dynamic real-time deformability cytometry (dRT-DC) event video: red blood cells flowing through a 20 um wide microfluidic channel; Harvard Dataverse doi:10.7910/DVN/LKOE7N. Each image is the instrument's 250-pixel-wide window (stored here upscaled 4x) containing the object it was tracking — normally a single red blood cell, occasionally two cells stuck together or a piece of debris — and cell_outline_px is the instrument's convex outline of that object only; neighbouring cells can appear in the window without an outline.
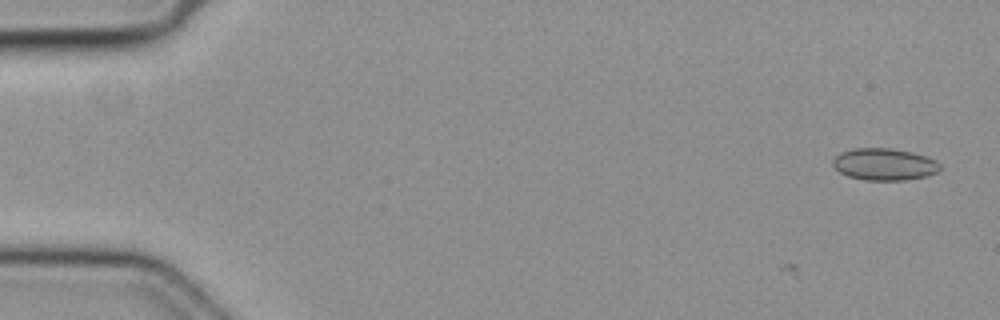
{"species": "common noctule bat (a hibernating species)", "species_latin": "Nyctalus noctula", "temperature_condition": "cold", "stored_images_in_passage": 2, "camera_frame_rate_fps": 3000, "um_per_image_px": 0.085, "animal": {"sex": "female", "body_mass_g": 19.3, "forearm_length_mm": 54.1}, "frame": {"image": 1, "passage_image": 2, "time_ms": 0.333, "image_size_px": [1000, 320], "cell_outline_px": [[940, 168], [936, 172], [928, 176], [904, 180], [864, 180], [848, 176], [840, 172], [832, 164], [832, 160], [840, 152], [856, 148], [888, 148], [912, 152], [936, 160], [940, 164]], "centroid_in_image_um": [75.16, 13.97], "position_along_channel_um": 9.8, "area_um2": 19.88}}